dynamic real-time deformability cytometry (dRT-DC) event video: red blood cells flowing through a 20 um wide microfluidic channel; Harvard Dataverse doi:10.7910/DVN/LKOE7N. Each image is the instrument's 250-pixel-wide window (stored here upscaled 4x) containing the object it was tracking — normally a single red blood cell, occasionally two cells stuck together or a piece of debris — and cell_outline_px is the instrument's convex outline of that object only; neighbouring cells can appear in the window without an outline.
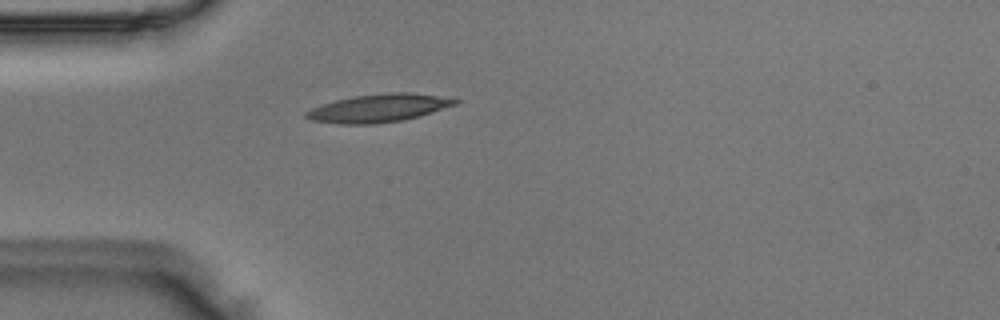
{"species": "Egyptian fruit bat (a non-hibernating species)", "species_latin": "Rousettus aegyptiacus", "temperature_condition": "room temperature", "stored_images_in_passage": 38, "camera_frame_rate_fps": 3000, "um_per_image_px": 0.085, "animal": {"sex": "male"}, "frame": {"image": 1, "passage_image": 2, "time_ms": 0.333, "image_size_px": [1000, 320], "cell_outline_px": [[460, 100], [456, 104], [420, 116], [404, 120], [376, 124], [340, 124], [312, 120], [304, 116], [304, 112], [312, 108], [336, 100], [352, 96], [392, 92], [408, 92], [436, 96]], "centroid_in_image_um": [32.16, 9.2], "position_along_channel_um": 52.8, "area_um2": 24.1}}
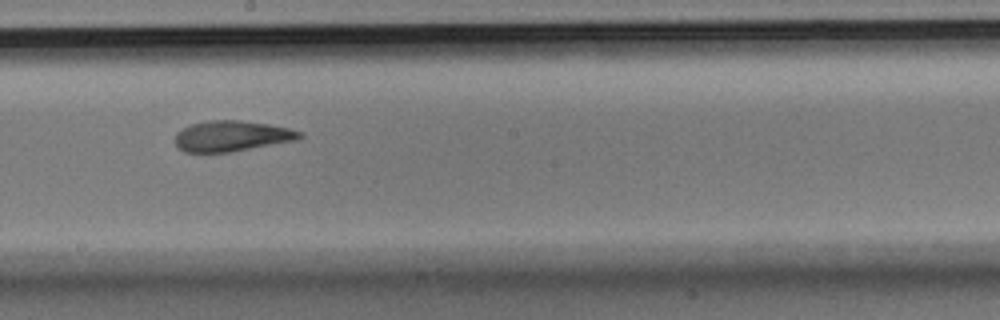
{"frame": {"image": 2, "passage_image": 16, "time_ms": 5.0, "image_size_px": [1000, 320], "cell_outline_px": [[304, 136], [296, 140], [232, 152], [184, 152], [176, 148], [176, 132], [192, 124], [208, 120], [240, 120], [268, 124], [288, 128], [304, 132]], "centroid_in_image_um": [19.71, 11.57], "position_along_channel_um": 228.5, "area_um2": 22.31}}
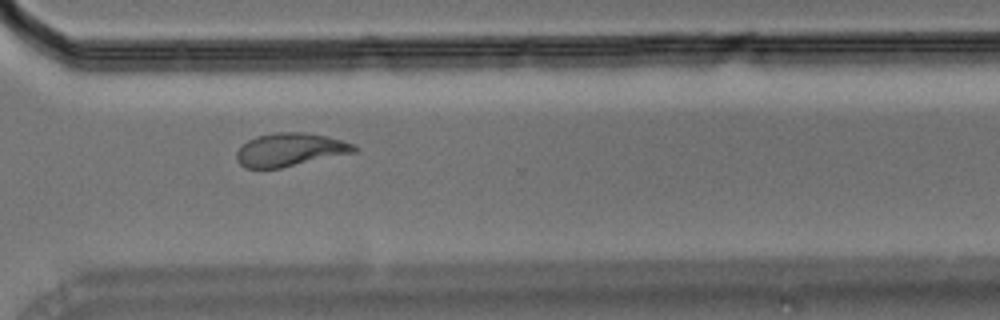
{"frame": {"image": 3, "passage_image": 25, "time_ms": 8.0, "image_size_px": [1000, 320], "cell_outline_px": [[356, 152], [280, 168], [244, 168], [236, 160], [236, 152], [248, 140], [256, 136], [276, 132], [304, 132], [328, 136], [352, 144], [356, 148]], "centroid_in_image_um": [24.62, 12.72], "position_along_channel_um": 346.0, "area_um2": 22.6}}